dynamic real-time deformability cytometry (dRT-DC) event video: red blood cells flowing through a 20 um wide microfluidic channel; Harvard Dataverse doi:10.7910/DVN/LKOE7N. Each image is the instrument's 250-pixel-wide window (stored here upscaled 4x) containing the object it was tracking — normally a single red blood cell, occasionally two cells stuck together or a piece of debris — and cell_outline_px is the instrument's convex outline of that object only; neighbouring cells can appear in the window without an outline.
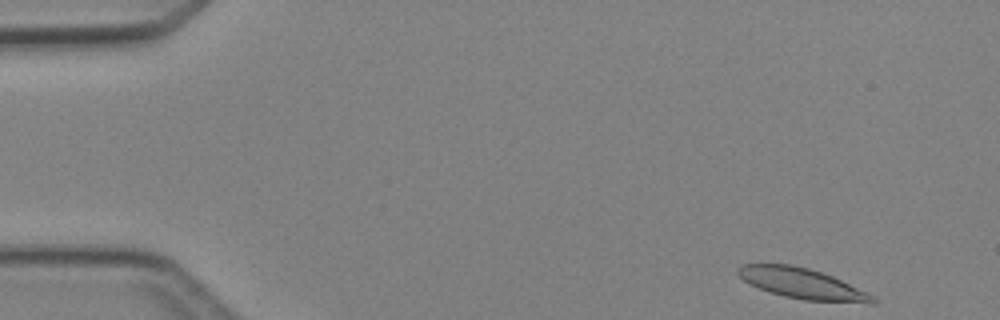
{"species": "Egyptian fruit bat (a non-hibernating species)", "species_latin": "Rousettus aegyptiacus", "temperature_condition": "cold", "stored_images_in_passage": 4, "camera_frame_rate_fps": 3000, "um_per_image_px": 0.085, "animal": {"sex": "female"}, "frame": {"image": 1, "passage_image": 1, "time_ms": 0.0, "image_size_px": [1000, 320], "cell_outline_px": [[876, 304], [868, 304], [804, 300], [784, 296], [748, 284], [736, 272], [736, 268], [740, 264], [792, 264], [808, 268], [832, 276], [872, 296], [876, 300]], "centroid_in_image_um": [68.14, 24.1], "position_along_channel_um": 16.9, "area_um2": 23.76}}
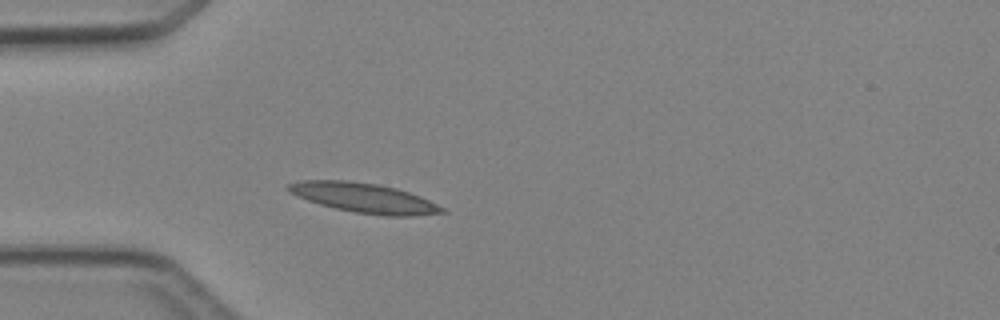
{"frame": {"image": 2, "passage_image": 4, "time_ms": 3.333, "image_size_px": [1000, 320], "cell_outline_px": [[448, 212], [412, 216], [384, 216], [356, 212], [336, 208], [320, 204], [308, 200], [288, 192], [284, 188], [288, 184], [300, 180], [348, 180], [376, 184], [396, 188], [420, 196], [444, 208]], "centroid_in_image_um": [30.92, 16.81], "position_along_channel_um": 54.1, "area_um2": 26.47}}